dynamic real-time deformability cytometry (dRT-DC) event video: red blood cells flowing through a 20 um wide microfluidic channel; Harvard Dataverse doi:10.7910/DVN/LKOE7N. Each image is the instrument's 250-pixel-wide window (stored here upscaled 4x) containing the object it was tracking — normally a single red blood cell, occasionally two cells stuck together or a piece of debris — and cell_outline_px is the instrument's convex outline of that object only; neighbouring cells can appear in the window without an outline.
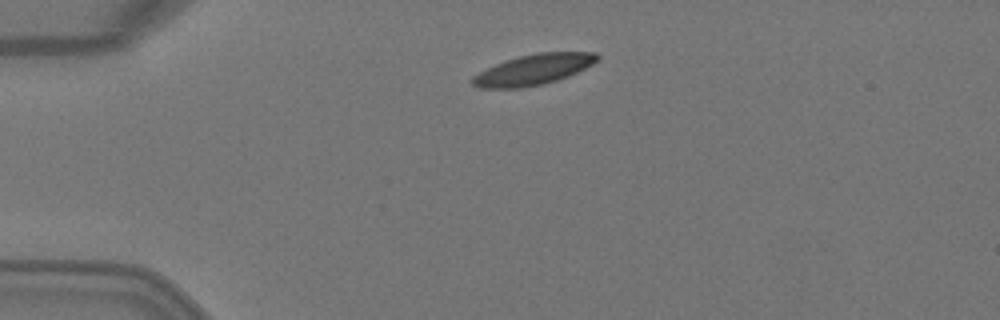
{"species": "Egyptian fruit bat (a non-hibernating species)", "species_latin": "Rousettus aegyptiacus", "temperature_condition": "warm", "stored_images_in_passage": 3, "camera_frame_rate_fps": 3000, "um_per_image_px": 0.085, "animal": {"sex": "female"}, "frame": {"image": 1, "passage_image": 1, "time_ms": 0.0, "image_size_px": [1000, 320], "cell_outline_px": [[600, 56], [592, 64], [568, 76], [544, 84], [524, 88], [480, 88], [472, 84], [472, 76], [504, 60], [536, 52], [596, 52]], "centroid_in_image_um": [45.33, 5.91], "position_along_channel_um": 39.7, "area_um2": 22.08}}
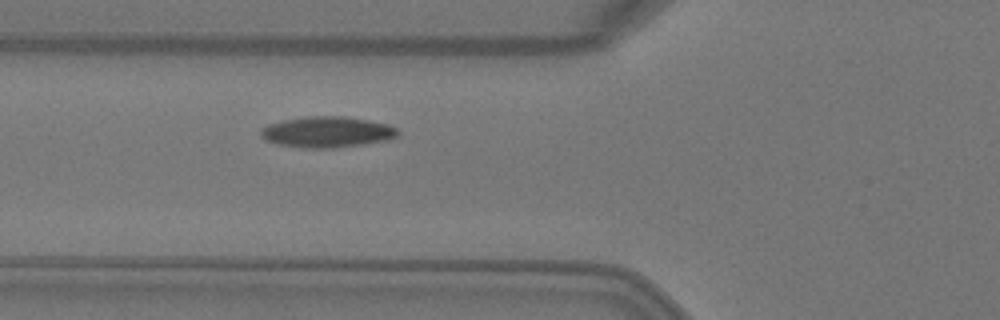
{"frame": {"image": 2, "passage_image": 3, "time_ms": 0.667, "image_size_px": [1000, 320], "cell_outline_px": [[400, 132], [396, 136], [384, 140], [364, 144], [336, 148], [304, 148], [276, 144], [264, 140], [260, 136], [260, 128], [268, 124], [280, 120], [308, 116], [344, 116], [368, 120], [388, 124], [396, 128]], "centroid_in_image_um": [27.74, 11.22], "position_along_channel_um": 98.1, "area_um2": 24.91}}